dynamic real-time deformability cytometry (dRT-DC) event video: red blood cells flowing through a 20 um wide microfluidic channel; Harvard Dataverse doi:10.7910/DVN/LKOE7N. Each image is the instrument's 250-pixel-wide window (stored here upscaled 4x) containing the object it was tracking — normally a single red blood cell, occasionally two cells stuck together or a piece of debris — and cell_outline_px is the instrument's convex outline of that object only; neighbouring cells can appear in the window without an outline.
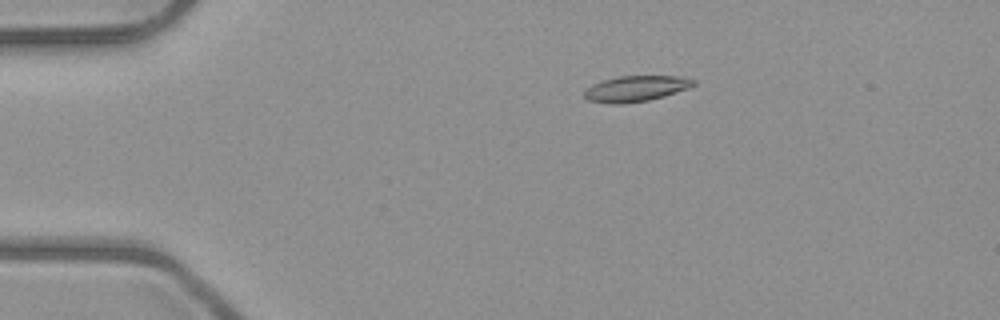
{"species": "common noctule bat (a hibernating species)", "species_latin": "Nyctalus noctula", "temperature_condition": "room temperature", "stored_images_in_passage": 6, "camera_frame_rate_fps": 3000, "um_per_image_px": 0.085, "animal": {"sex": "male", "body_mass_g": 23.1, "forearm_length_mm": 52.7}, "frame": {"image": 1, "passage_image": 4, "time_ms": 3.333, "image_size_px": [1000, 320], "cell_outline_px": [[696, 84], [688, 88], [664, 96], [648, 100], [620, 104], [612, 104], [588, 100], [584, 96], [584, 88], [592, 84], [616, 76], [688, 76], [696, 80]], "centroid_in_image_um": [54.06, 7.52], "position_along_channel_um": 30.9, "area_um2": 16.53}}
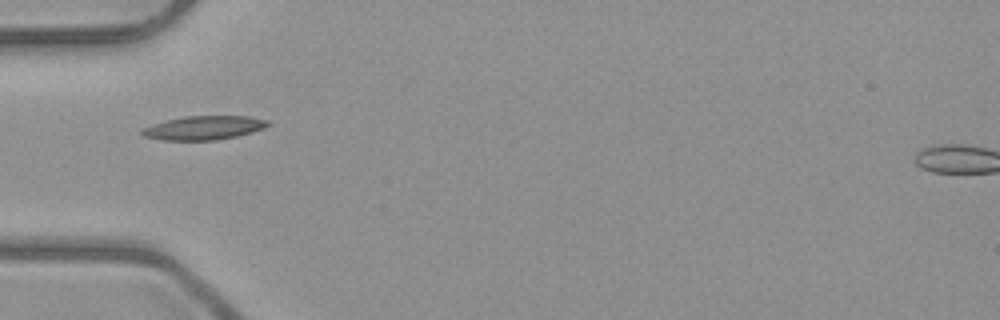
{"frame": {"image": 2, "passage_image": 6, "time_ms": 5.667, "image_size_px": [1000, 320], "cell_outline_px": [[272, 124], [264, 128], [252, 132], [236, 136], [216, 140], [164, 140], [144, 136], [140, 132], [140, 128], [152, 124], [184, 116], [248, 116], [268, 120]], "centroid_in_image_um": [17.33, 10.86], "position_along_channel_um": 67.7, "area_um2": 17.51}}